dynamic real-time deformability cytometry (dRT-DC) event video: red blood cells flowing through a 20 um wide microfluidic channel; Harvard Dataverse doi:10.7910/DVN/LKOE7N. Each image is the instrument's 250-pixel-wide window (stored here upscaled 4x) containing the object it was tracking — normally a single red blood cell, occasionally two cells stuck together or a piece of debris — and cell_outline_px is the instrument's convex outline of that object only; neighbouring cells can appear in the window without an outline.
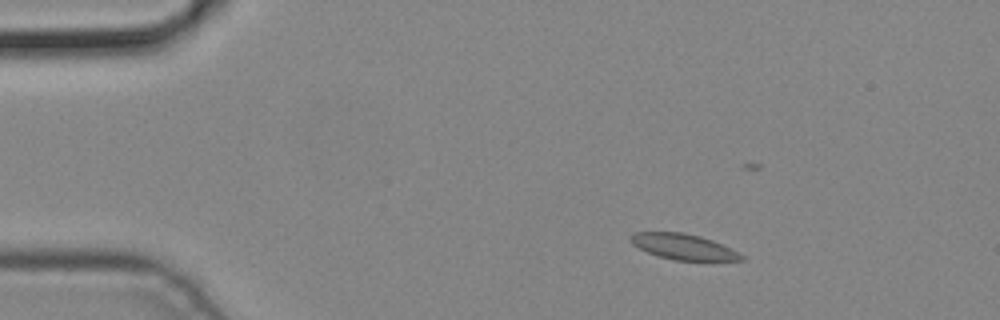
{"species": "common noctule bat (a hibernating species)", "species_latin": "Nyctalus noctula", "temperature_condition": "cold", "stored_images_in_passage": 6, "camera_frame_rate_fps": 3000, "um_per_image_px": 0.085, "animal": {"sex": "male", "body_mass_g": 19.2, "forearm_length_mm": 51.8}, "frame": {"image": 1, "passage_image": 2, "time_ms": 0.333, "image_size_px": [1000, 320], "cell_outline_px": [[744, 260], [676, 260], [660, 256], [648, 252], [632, 244], [628, 236], [636, 232], [684, 232], [700, 236], [712, 240], [732, 248], [744, 256]], "centroid_in_image_um": [58.09, 20.95], "position_along_channel_um": 26.9, "area_um2": 16.42}}
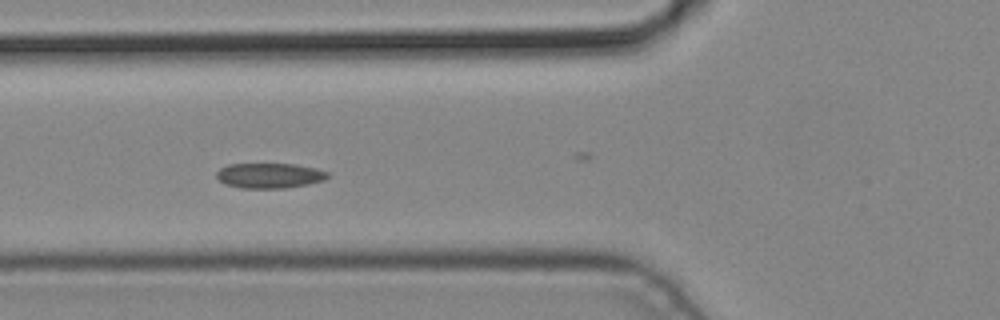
{"frame": {"image": 2, "passage_image": 5, "time_ms": 1.333, "image_size_px": [1000, 320], "cell_outline_px": [[328, 176], [324, 180], [308, 184], [284, 188], [240, 188], [224, 184], [216, 176], [216, 172], [220, 168], [228, 164], [296, 164], [316, 168], [328, 172]], "centroid_in_image_um": [22.89, 14.92], "position_along_channel_um": 102.9, "area_um2": 16.3}}
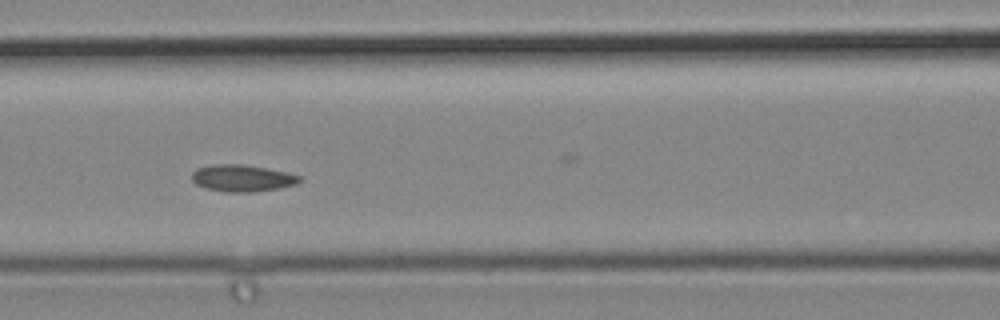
{"frame": {"image": 3, "passage_image": 6, "time_ms": 1.667, "image_size_px": [1000, 320], "cell_outline_px": [[300, 180], [296, 184], [280, 188], [248, 192], [224, 192], [204, 188], [196, 184], [192, 180], [192, 172], [196, 168], [212, 164], [244, 164], [288, 172], [300, 176]], "centroid_in_image_um": [20.55, 15.13], "position_along_channel_um": 146.0, "area_um2": 16.94}}